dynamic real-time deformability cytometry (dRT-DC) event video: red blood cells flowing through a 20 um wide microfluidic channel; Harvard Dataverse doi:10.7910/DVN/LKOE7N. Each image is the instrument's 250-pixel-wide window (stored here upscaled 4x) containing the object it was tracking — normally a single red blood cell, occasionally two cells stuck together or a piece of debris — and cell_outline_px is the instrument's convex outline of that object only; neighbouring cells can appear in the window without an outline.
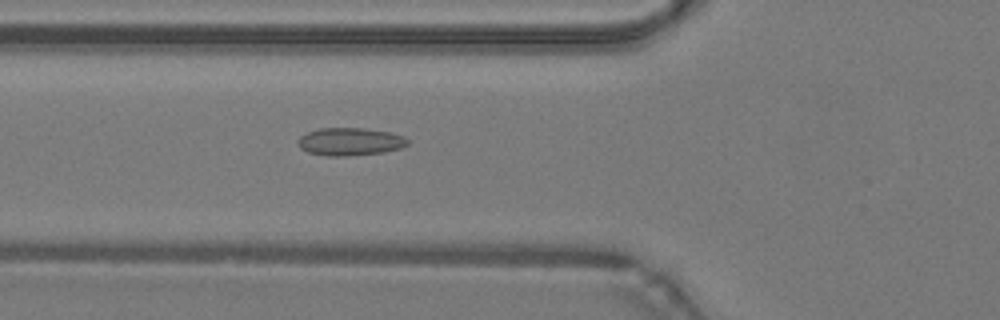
{"species": "common noctule bat (a hibernating species)", "species_latin": "Nyctalus noctula", "temperature_condition": "warm", "stored_images_in_passage": 30, "camera_frame_rate_fps": 3000, "um_per_image_px": 0.085, "animal": {"sex": "male", "body_mass_g": 19.2, "forearm_length_mm": 51.8}, "frame": {"image": 1, "passage_image": 4, "time_ms": 1.0, "image_size_px": [1000, 320], "cell_outline_px": [[408, 144], [400, 148], [384, 152], [348, 156], [328, 156], [308, 152], [300, 148], [296, 140], [300, 136], [308, 132], [320, 128], [364, 128], [388, 132], [404, 136], [408, 140]], "centroid_in_image_um": [29.73, 12.04], "position_along_channel_um": 96.1, "area_um2": 17.74}}
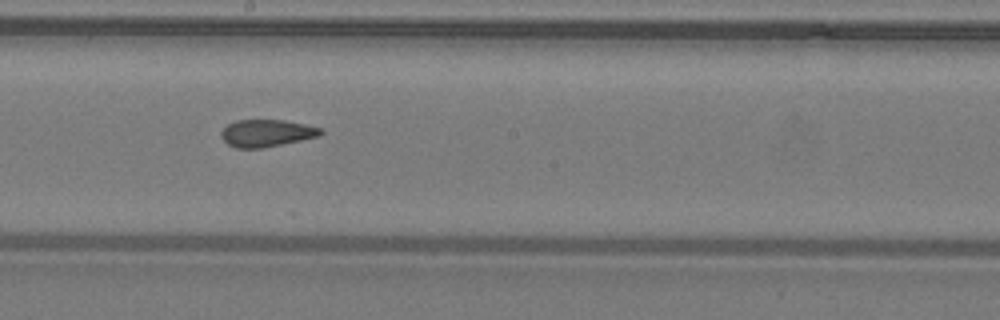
{"frame": {"image": 2, "passage_image": 13, "time_ms": 4.0, "image_size_px": [1000, 320], "cell_outline_px": [[324, 132], [320, 136], [264, 148], [236, 148], [228, 144], [220, 136], [220, 132], [228, 124], [236, 120], [284, 120], [304, 124], [320, 128]], "centroid_in_image_um": [22.65, 11.32], "position_along_channel_um": 225.5, "area_um2": 15.78}}
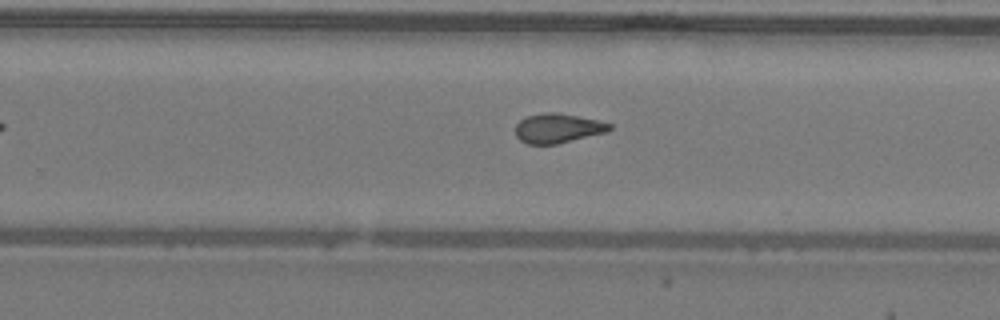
{"frame": {"image": 3, "passage_image": 17, "time_ms": 5.333, "image_size_px": [1000, 320], "cell_outline_px": [[612, 128], [608, 132], [556, 144], [528, 144], [520, 140], [516, 136], [516, 124], [524, 116], [548, 112], [556, 112], [596, 120], [612, 124]], "centroid_in_image_um": [47.4, 10.9], "position_along_channel_um": 282.4, "area_um2": 16.13}, "authors_computed_cell_mechanics": {"area_um2": 16.2418, "velocity_mm_per_s": 4.2973, "shape_relaxation_time_tau1_ms": null, "shape_relaxation_time_tau2_ms": 2.2825, "deformation_change_tau1": null, "deformation_change_tau2": 0.0919}}